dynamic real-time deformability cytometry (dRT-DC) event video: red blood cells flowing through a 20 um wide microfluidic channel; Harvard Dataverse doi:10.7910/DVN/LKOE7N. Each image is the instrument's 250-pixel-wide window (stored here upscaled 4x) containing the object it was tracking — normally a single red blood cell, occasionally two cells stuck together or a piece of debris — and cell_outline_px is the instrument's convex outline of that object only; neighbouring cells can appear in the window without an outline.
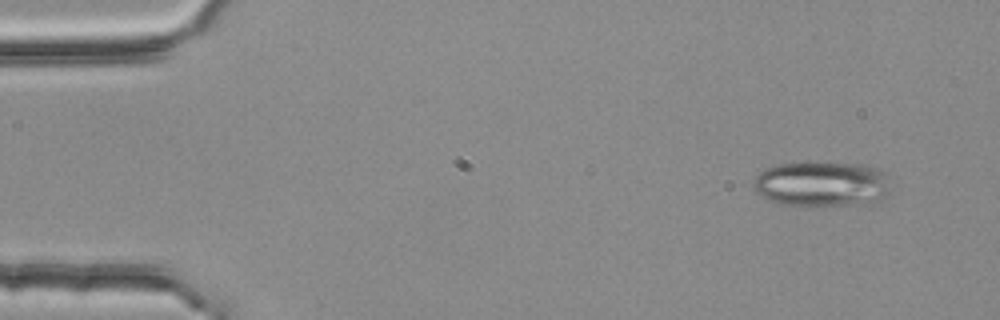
{"species": "common noctule bat (a hibernating species)", "species_latin": "Nyctalus noctula", "temperature_condition": "room temperature", "stored_images_in_passage": 3, "camera_frame_rate_fps": 3000, "um_per_image_px": 0.085, "animal": {"sex": "female", "body_mass_g": 25.1}, "frame": {"image": 1, "passage_image": 1, "time_ms": 0.0, "image_size_px": [1000, 320], "cell_outline_px": [[888, 192], [880, 200], [848, 204], [780, 204], [768, 200], [756, 192], [752, 184], [752, 180], [760, 172], [768, 168], [780, 164], [864, 164], [876, 168], [884, 172]], "centroid_in_image_um": [69.79, 15.63], "position_along_channel_um": 15.2, "area_um2": 34.8}}